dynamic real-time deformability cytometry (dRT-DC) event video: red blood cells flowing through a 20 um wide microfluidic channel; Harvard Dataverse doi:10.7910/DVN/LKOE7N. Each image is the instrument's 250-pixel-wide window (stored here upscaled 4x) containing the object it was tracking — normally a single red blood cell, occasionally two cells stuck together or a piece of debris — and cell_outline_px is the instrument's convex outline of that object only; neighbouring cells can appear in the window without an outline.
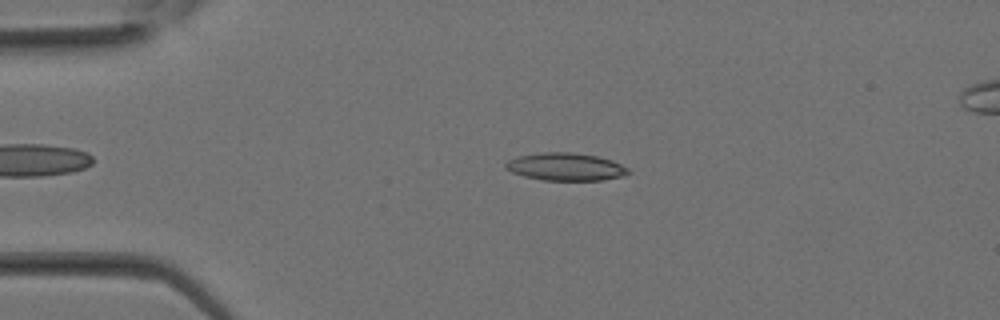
{"species": "Egyptian fruit bat (a non-hibernating species)", "species_latin": "Rousettus aegyptiacus", "temperature_condition": "room temperature", "stored_images_in_passage": 34, "segment_of_instrument_passage": [1, 2], "camera_frame_rate_fps": 3000, "um_per_image_px": 0.085, "animal": {"sex": "female"}, "frame": {"image": 1, "passage_image": 7, "time_ms": 2.0, "image_size_px": [1000, 320], "cell_outline_px": [[632, 172], [620, 176], [604, 180], [544, 180], [524, 176], [512, 172], [504, 168], [504, 164], [508, 160], [520, 156], [544, 152], [568, 152], [596, 156], [612, 160], [628, 168]], "centroid_in_image_um": [48.07, 14.18], "position_along_channel_um": 36.9, "area_um2": 19.59}}
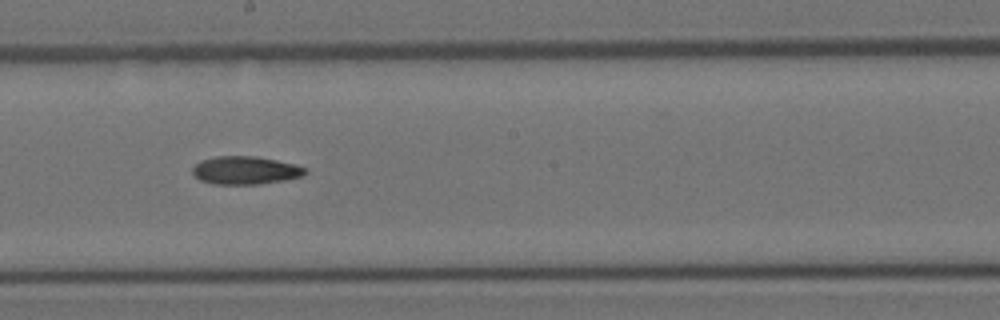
{"frame": {"image": 2, "passage_image": 18, "time_ms": 5.667, "image_size_px": [1000, 320], "cell_outline_px": [[308, 172], [304, 176], [284, 180], [260, 184], [212, 184], [200, 180], [192, 172], [192, 168], [200, 160], [216, 156], [256, 156], [296, 164], [308, 168]], "centroid_in_image_um": [20.89, 14.47], "position_along_channel_um": 227.3, "area_um2": 18.61}}
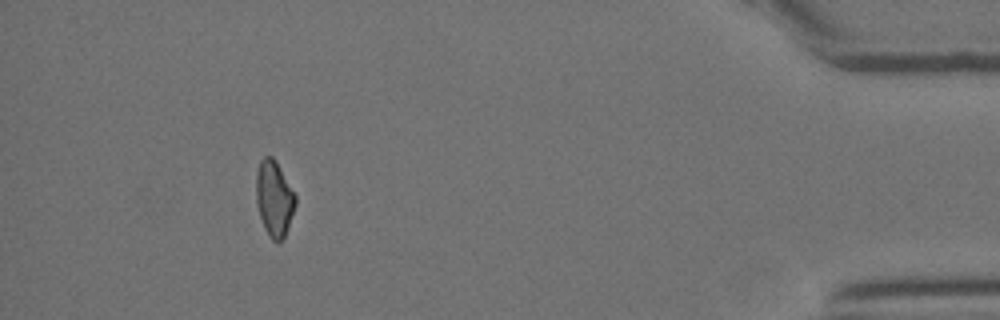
{"frame": {"image": 3, "passage_image": 30, "time_ms": 9.667, "image_size_px": [1000, 320], "cell_outline_px": [[296, 204], [284, 240], [280, 244], [276, 244], [272, 240], [264, 228], [260, 216], [256, 200], [256, 172], [260, 160], [264, 156], [272, 156], [276, 160], [296, 196]], "centroid_in_image_um": [23.31, 16.9], "position_along_channel_um": 411.9, "area_um2": 17.57}}